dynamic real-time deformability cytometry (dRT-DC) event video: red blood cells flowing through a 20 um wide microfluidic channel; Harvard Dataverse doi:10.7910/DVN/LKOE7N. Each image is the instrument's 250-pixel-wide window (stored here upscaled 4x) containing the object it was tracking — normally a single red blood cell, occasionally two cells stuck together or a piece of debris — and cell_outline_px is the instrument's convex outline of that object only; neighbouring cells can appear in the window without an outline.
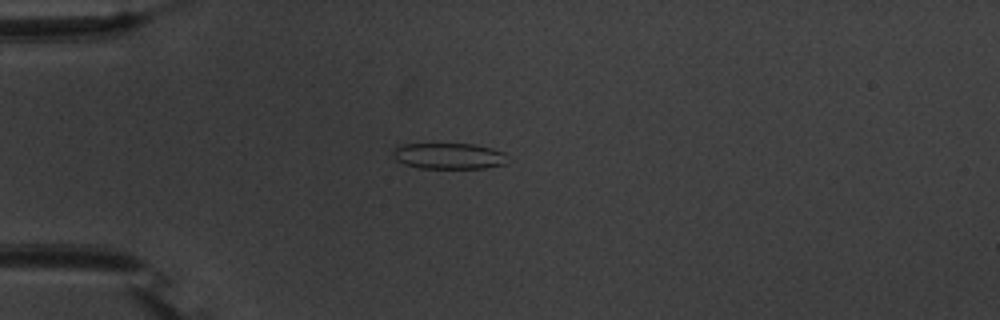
{"species": "common noctule bat (a hibernating species)", "species_latin": "Nyctalus noctula", "temperature_condition": "warm", "stored_images_in_passage": 42, "camera_frame_rate_fps": 3000, "um_per_image_px": 0.085, "animal": {"sex": "male", "body_mass_g": 20.1, "forearm_length_mm": 53.5}, "frame": {"image": 1, "passage_image": 2, "time_ms": 0.333, "image_size_px": [1000, 320], "cell_outline_px": [[504, 164], [484, 168], [420, 168], [404, 164], [396, 160], [392, 156], [392, 152], [396, 148], [404, 144], [472, 144], [492, 148], [504, 152]], "centroid_in_image_um": [38.11, 13.26], "position_along_channel_um": 46.9, "area_um2": 17.17}}
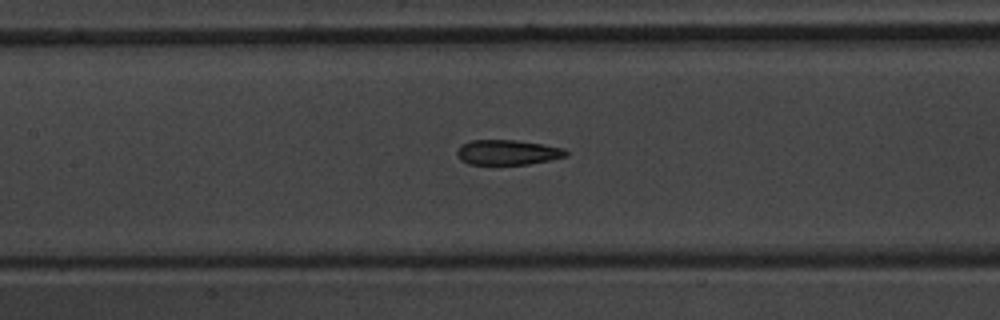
{"frame": {"image": 2, "passage_image": 13, "time_ms": 4.0, "image_size_px": [1000, 320], "cell_outline_px": [[568, 156], [552, 160], [528, 164], [468, 164], [460, 160], [456, 152], [460, 144], [472, 140], [516, 140], [564, 148], [568, 152]], "centroid_in_image_um": [43.14, 12.95], "position_along_channel_um": 164.3, "area_um2": 15.95}}
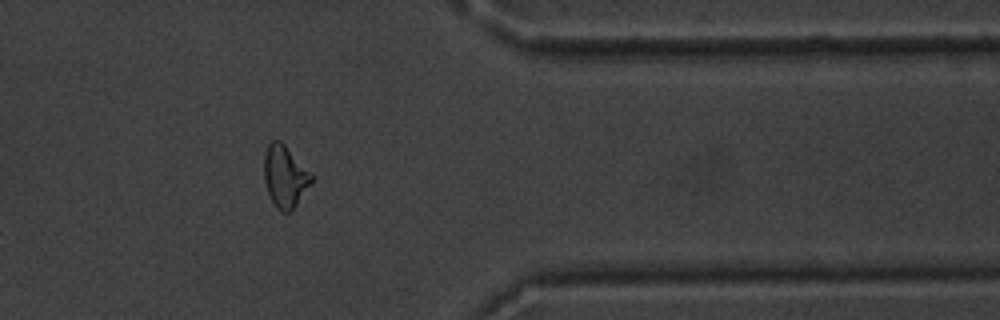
{"frame": {"image": 3, "passage_image": 32, "time_ms": 10.333, "image_size_px": [1000, 320], "cell_outline_px": [[312, 184], [296, 204], [288, 212], [280, 212], [276, 208], [268, 192], [264, 180], [264, 152], [268, 144], [272, 140], [280, 140], [312, 172]], "centroid_in_image_um": [24.22, 14.97], "position_along_channel_um": 387.2, "area_um2": 17.17}, "authors_computed_cell_mechanics": {"area_um2": 16.9065, "velocity_mm_per_s": 3.7305, "shape_relaxation_time_tau1_ms": null, "shape_relaxation_time_tau2_ms": 2.3779, "deformation_change_tau1": null, "deformation_change_tau2": 0.1064}}